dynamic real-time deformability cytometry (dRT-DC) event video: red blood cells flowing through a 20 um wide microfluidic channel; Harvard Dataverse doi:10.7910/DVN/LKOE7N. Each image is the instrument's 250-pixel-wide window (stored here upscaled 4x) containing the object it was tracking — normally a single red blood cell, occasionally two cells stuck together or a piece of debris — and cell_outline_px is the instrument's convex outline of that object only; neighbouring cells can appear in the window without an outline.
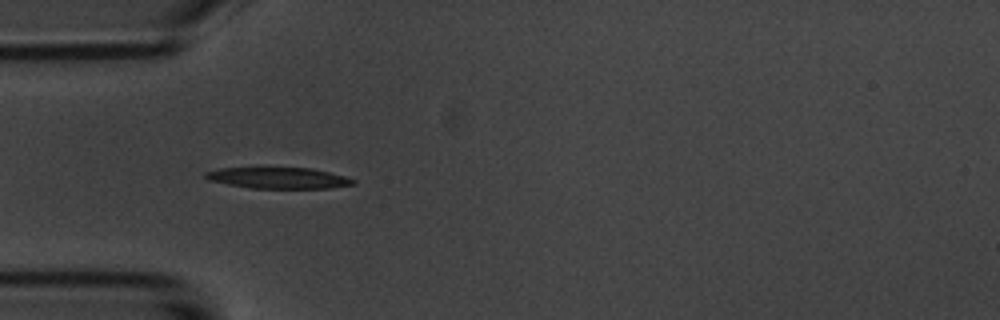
{"species": "common noctule bat (a hibernating species)", "species_latin": "Nyctalus noctula", "temperature_condition": "room temperature", "stored_images_in_passage": 7, "camera_frame_rate_fps": 3000, "um_per_image_px": 0.085, "animal": {"sex": "male", "body_mass_g": 20.1, "forearm_length_mm": 53.5}, "frame": {"image": 1, "passage_image": 4, "time_ms": 4.333, "image_size_px": [1000, 320], "cell_outline_px": [[356, 184], [328, 188], [252, 188], [228, 184], [208, 180], [204, 176], [204, 172], [220, 168], [260, 164], [268, 164], [312, 168], [344, 176], [356, 180]], "centroid_in_image_um": [23.58, 15.05], "position_along_channel_um": 61.4, "area_um2": 19.48}}
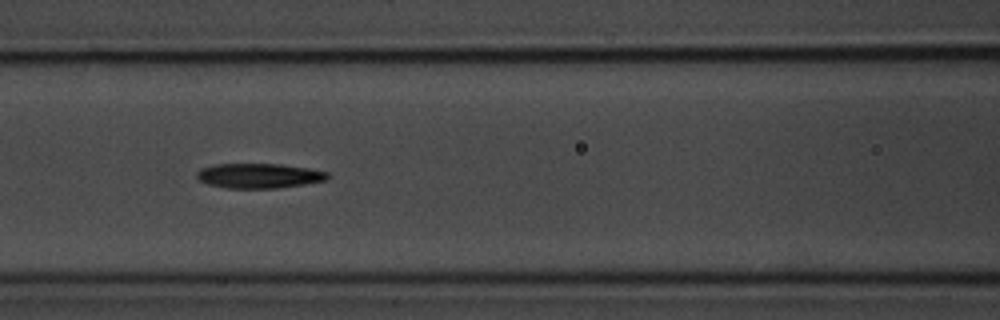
{"frame": {"image": 2, "passage_image": 6, "time_ms": 6.667, "image_size_px": [1000, 320], "cell_outline_px": [[328, 176], [324, 180], [304, 184], [276, 188], [228, 188], [208, 184], [200, 180], [196, 176], [196, 172], [200, 168], [216, 164], [280, 164], [308, 168], [328, 172]], "centroid_in_image_um": [21.97, 14.93], "position_along_channel_um": 144.6, "area_um2": 18.73}}
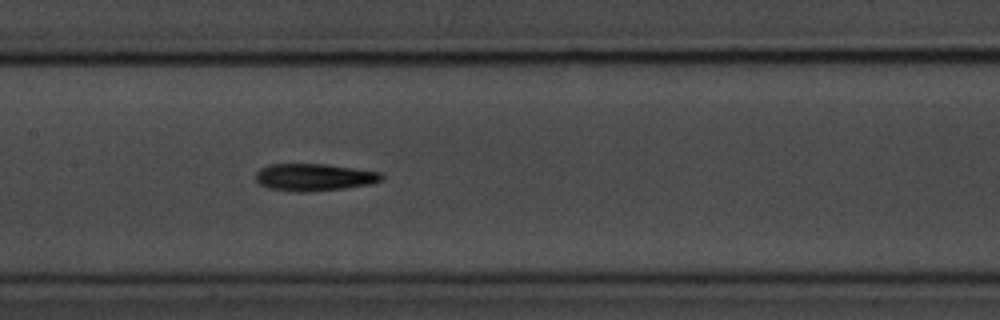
{"frame": {"image": 3, "passage_image": 7, "time_ms": 7.667, "image_size_px": [1000, 320], "cell_outline_px": [[384, 180], [372, 184], [344, 188], [308, 192], [296, 192], [268, 188], [260, 184], [256, 180], [256, 172], [260, 168], [268, 164], [328, 164], [380, 172], [384, 176]], "centroid_in_image_um": [26.72, 15.06], "position_along_channel_um": 180.7, "area_um2": 20.17}}